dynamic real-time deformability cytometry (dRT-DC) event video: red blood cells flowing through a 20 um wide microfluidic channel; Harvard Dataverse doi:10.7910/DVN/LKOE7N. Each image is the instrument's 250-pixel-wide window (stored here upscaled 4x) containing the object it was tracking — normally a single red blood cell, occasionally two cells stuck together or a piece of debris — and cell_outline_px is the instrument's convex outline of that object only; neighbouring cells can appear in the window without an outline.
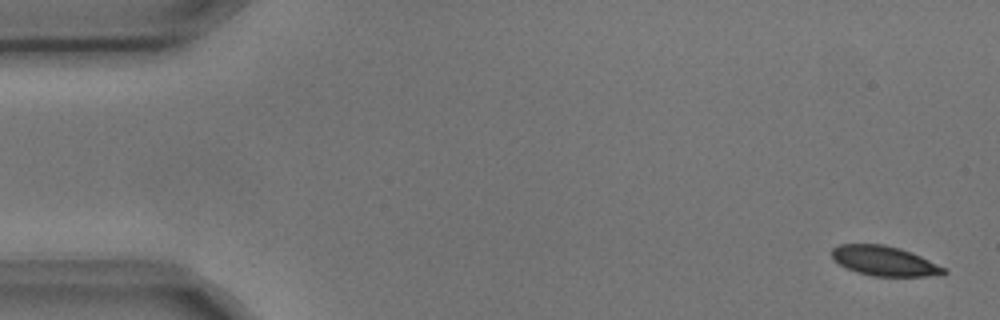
{"species": "common noctule bat (a hibernating species)", "species_latin": "Nyctalus noctula", "temperature_condition": "cold", "stored_images_in_passage": 5, "camera_frame_rate_fps": 3000, "um_per_image_px": 0.085, "animal": {"sex": "male", "body_mass_g": 17.9, "forearm_length_mm": 54.2}, "frame": {"image": 1, "passage_image": 1, "time_ms": 0.0, "image_size_px": [1000, 320], "cell_outline_px": [[948, 272], [944, 276], [872, 276], [856, 272], [840, 264], [832, 256], [832, 248], [840, 244], [884, 244], [900, 248], [912, 252], [948, 268]], "centroid_in_image_um": [75.27, 22.19], "position_along_channel_um": 9.7, "area_um2": 19.65}}
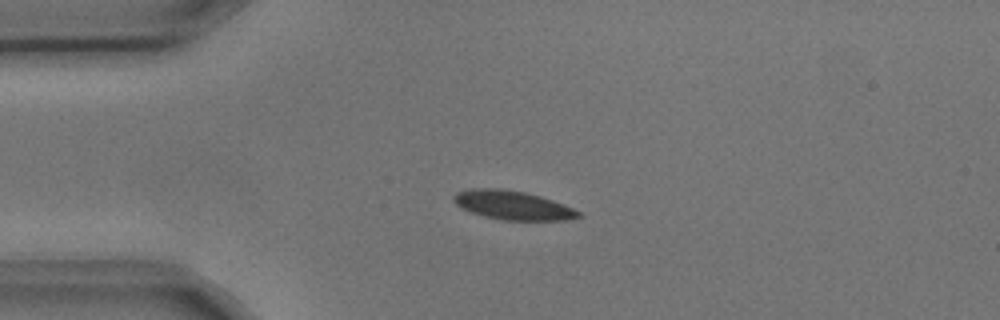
{"frame": {"image": 2, "passage_image": 4, "time_ms": 1.0, "image_size_px": [1000, 320], "cell_outline_px": [[584, 216], [564, 220], [500, 220], [484, 216], [460, 208], [452, 200], [452, 196], [456, 192], [472, 188], [500, 188], [524, 192], [540, 196], [564, 204], [580, 212]], "centroid_in_image_um": [43.55, 17.44], "position_along_channel_um": 41.5, "area_um2": 21.1}}